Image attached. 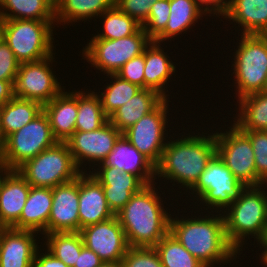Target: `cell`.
<instances>
[{"mask_svg": "<svg viewBox=\"0 0 267 267\" xmlns=\"http://www.w3.org/2000/svg\"><path fill=\"white\" fill-rule=\"evenodd\" d=\"M102 32L95 34L91 39L115 40L135 34L141 27L135 19L123 13L115 4L101 16Z\"/></svg>", "mask_w": 267, "mask_h": 267, "instance_id": "e575fe53", "label": "cell"}, {"mask_svg": "<svg viewBox=\"0 0 267 267\" xmlns=\"http://www.w3.org/2000/svg\"><path fill=\"white\" fill-rule=\"evenodd\" d=\"M54 59L51 55L39 61L20 63L14 82V97L33 100L42 105L56 97L64 86H61L54 74Z\"/></svg>", "mask_w": 267, "mask_h": 267, "instance_id": "4fadbf2b", "label": "cell"}, {"mask_svg": "<svg viewBox=\"0 0 267 267\" xmlns=\"http://www.w3.org/2000/svg\"><path fill=\"white\" fill-rule=\"evenodd\" d=\"M4 141V166L10 170H17L26 161L58 142L44 111L20 130L7 136Z\"/></svg>", "mask_w": 267, "mask_h": 267, "instance_id": "30bf717a", "label": "cell"}, {"mask_svg": "<svg viewBox=\"0 0 267 267\" xmlns=\"http://www.w3.org/2000/svg\"><path fill=\"white\" fill-rule=\"evenodd\" d=\"M41 247L45 246L40 245V247L37 249L32 267H68L64 262L51 254L47 249H45L44 253H41Z\"/></svg>", "mask_w": 267, "mask_h": 267, "instance_id": "ee69618b", "label": "cell"}, {"mask_svg": "<svg viewBox=\"0 0 267 267\" xmlns=\"http://www.w3.org/2000/svg\"><path fill=\"white\" fill-rule=\"evenodd\" d=\"M144 66L145 50L143 54L132 58L126 64H124L116 72V75L132 84L138 85L142 89H145Z\"/></svg>", "mask_w": 267, "mask_h": 267, "instance_id": "ab89813d", "label": "cell"}, {"mask_svg": "<svg viewBox=\"0 0 267 267\" xmlns=\"http://www.w3.org/2000/svg\"><path fill=\"white\" fill-rule=\"evenodd\" d=\"M98 267H123L122 262H102Z\"/></svg>", "mask_w": 267, "mask_h": 267, "instance_id": "f907efd6", "label": "cell"}, {"mask_svg": "<svg viewBox=\"0 0 267 267\" xmlns=\"http://www.w3.org/2000/svg\"><path fill=\"white\" fill-rule=\"evenodd\" d=\"M208 132L197 135L195 131L192 132L194 135L181 133L182 137L179 136L177 139L170 135L172 140L169 139L166 143L161 159L155 166L156 180L157 177L160 181L165 178L164 182L171 180L173 186L178 183V188H186L185 191L188 192L216 155L215 132Z\"/></svg>", "mask_w": 267, "mask_h": 267, "instance_id": "7a4b0ae2", "label": "cell"}, {"mask_svg": "<svg viewBox=\"0 0 267 267\" xmlns=\"http://www.w3.org/2000/svg\"><path fill=\"white\" fill-rule=\"evenodd\" d=\"M20 62L4 40L0 42V80L10 81L13 85Z\"/></svg>", "mask_w": 267, "mask_h": 267, "instance_id": "b9f144b4", "label": "cell"}, {"mask_svg": "<svg viewBox=\"0 0 267 267\" xmlns=\"http://www.w3.org/2000/svg\"><path fill=\"white\" fill-rule=\"evenodd\" d=\"M36 233L0 228V267H32L39 248Z\"/></svg>", "mask_w": 267, "mask_h": 267, "instance_id": "ac0fdd59", "label": "cell"}, {"mask_svg": "<svg viewBox=\"0 0 267 267\" xmlns=\"http://www.w3.org/2000/svg\"><path fill=\"white\" fill-rule=\"evenodd\" d=\"M115 0H54L56 25L99 18L114 5ZM97 16V17H96ZM90 19V20H89ZM62 23V24H61Z\"/></svg>", "mask_w": 267, "mask_h": 267, "instance_id": "83f0119b", "label": "cell"}, {"mask_svg": "<svg viewBox=\"0 0 267 267\" xmlns=\"http://www.w3.org/2000/svg\"><path fill=\"white\" fill-rule=\"evenodd\" d=\"M165 98L152 89H141L127 103L114 111L109 122L121 133L144 115L153 111Z\"/></svg>", "mask_w": 267, "mask_h": 267, "instance_id": "484cf974", "label": "cell"}, {"mask_svg": "<svg viewBox=\"0 0 267 267\" xmlns=\"http://www.w3.org/2000/svg\"><path fill=\"white\" fill-rule=\"evenodd\" d=\"M11 170L7 168L6 166L0 167V188L4 181L5 176L10 172Z\"/></svg>", "mask_w": 267, "mask_h": 267, "instance_id": "681fc988", "label": "cell"}, {"mask_svg": "<svg viewBox=\"0 0 267 267\" xmlns=\"http://www.w3.org/2000/svg\"><path fill=\"white\" fill-rule=\"evenodd\" d=\"M17 171L34 187L53 188L76 179L82 172L74 162L66 142L40 152Z\"/></svg>", "mask_w": 267, "mask_h": 267, "instance_id": "ba28073f", "label": "cell"}, {"mask_svg": "<svg viewBox=\"0 0 267 267\" xmlns=\"http://www.w3.org/2000/svg\"><path fill=\"white\" fill-rule=\"evenodd\" d=\"M0 16L3 19L55 21V3L54 0H0Z\"/></svg>", "mask_w": 267, "mask_h": 267, "instance_id": "4dcf8cb0", "label": "cell"}, {"mask_svg": "<svg viewBox=\"0 0 267 267\" xmlns=\"http://www.w3.org/2000/svg\"><path fill=\"white\" fill-rule=\"evenodd\" d=\"M52 200V188L31 186L20 219L11 228L47 234Z\"/></svg>", "mask_w": 267, "mask_h": 267, "instance_id": "cb8c5ba5", "label": "cell"}, {"mask_svg": "<svg viewBox=\"0 0 267 267\" xmlns=\"http://www.w3.org/2000/svg\"><path fill=\"white\" fill-rule=\"evenodd\" d=\"M30 187L17 170L5 176L0 188V228H11L20 219Z\"/></svg>", "mask_w": 267, "mask_h": 267, "instance_id": "7402d4cb", "label": "cell"}, {"mask_svg": "<svg viewBox=\"0 0 267 267\" xmlns=\"http://www.w3.org/2000/svg\"><path fill=\"white\" fill-rule=\"evenodd\" d=\"M241 131L252 144L257 177L267 184V131Z\"/></svg>", "mask_w": 267, "mask_h": 267, "instance_id": "8d00e7d4", "label": "cell"}, {"mask_svg": "<svg viewBox=\"0 0 267 267\" xmlns=\"http://www.w3.org/2000/svg\"><path fill=\"white\" fill-rule=\"evenodd\" d=\"M84 246L95 252L103 262H121L127 249L125 233L117 216L82 228Z\"/></svg>", "mask_w": 267, "mask_h": 267, "instance_id": "9a60e30c", "label": "cell"}, {"mask_svg": "<svg viewBox=\"0 0 267 267\" xmlns=\"http://www.w3.org/2000/svg\"><path fill=\"white\" fill-rule=\"evenodd\" d=\"M78 91V113L75 131H94L105 125L109 117L102 109L101 100L93 90Z\"/></svg>", "mask_w": 267, "mask_h": 267, "instance_id": "1f68e13d", "label": "cell"}, {"mask_svg": "<svg viewBox=\"0 0 267 267\" xmlns=\"http://www.w3.org/2000/svg\"><path fill=\"white\" fill-rule=\"evenodd\" d=\"M3 22L4 19L0 16V42L3 40Z\"/></svg>", "mask_w": 267, "mask_h": 267, "instance_id": "816d5d0a", "label": "cell"}, {"mask_svg": "<svg viewBox=\"0 0 267 267\" xmlns=\"http://www.w3.org/2000/svg\"><path fill=\"white\" fill-rule=\"evenodd\" d=\"M227 128L215 131L216 154L245 187L263 185L257 177L250 139L235 124Z\"/></svg>", "mask_w": 267, "mask_h": 267, "instance_id": "8fae6325", "label": "cell"}, {"mask_svg": "<svg viewBox=\"0 0 267 267\" xmlns=\"http://www.w3.org/2000/svg\"><path fill=\"white\" fill-rule=\"evenodd\" d=\"M154 248L163 267H205L170 232Z\"/></svg>", "mask_w": 267, "mask_h": 267, "instance_id": "d590c367", "label": "cell"}, {"mask_svg": "<svg viewBox=\"0 0 267 267\" xmlns=\"http://www.w3.org/2000/svg\"><path fill=\"white\" fill-rule=\"evenodd\" d=\"M5 160V141L0 132V167L4 166Z\"/></svg>", "mask_w": 267, "mask_h": 267, "instance_id": "c3c4849f", "label": "cell"}, {"mask_svg": "<svg viewBox=\"0 0 267 267\" xmlns=\"http://www.w3.org/2000/svg\"><path fill=\"white\" fill-rule=\"evenodd\" d=\"M245 186L232 174L216 154L201 173L196 184L188 191L193 202L198 206L202 204L204 213H223L239 196ZM191 191V192H190ZM205 204V205H204ZM215 210V211H214Z\"/></svg>", "mask_w": 267, "mask_h": 267, "instance_id": "52a82bcc", "label": "cell"}, {"mask_svg": "<svg viewBox=\"0 0 267 267\" xmlns=\"http://www.w3.org/2000/svg\"><path fill=\"white\" fill-rule=\"evenodd\" d=\"M110 83L104 84L105 89L102 92H95L101 100L102 109L110 117L115 110L127 103L142 88L120 78L116 74H107ZM100 93V94H99Z\"/></svg>", "mask_w": 267, "mask_h": 267, "instance_id": "836d02e7", "label": "cell"}, {"mask_svg": "<svg viewBox=\"0 0 267 267\" xmlns=\"http://www.w3.org/2000/svg\"><path fill=\"white\" fill-rule=\"evenodd\" d=\"M55 21L4 19L3 40L20 63L34 62L54 55Z\"/></svg>", "mask_w": 267, "mask_h": 267, "instance_id": "8992f818", "label": "cell"}, {"mask_svg": "<svg viewBox=\"0 0 267 267\" xmlns=\"http://www.w3.org/2000/svg\"><path fill=\"white\" fill-rule=\"evenodd\" d=\"M157 183L144 186L116 214L129 247H154L169 232L171 212L164 208Z\"/></svg>", "mask_w": 267, "mask_h": 267, "instance_id": "3957f363", "label": "cell"}, {"mask_svg": "<svg viewBox=\"0 0 267 267\" xmlns=\"http://www.w3.org/2000/svg\"><path fill=\"white\" fill-rule=\"evenodd\" d=\"M54 138L66 142L75 132L78 113V90L67 92L65 88L50 102L43 105Z\"/></svg>", "mask_w": 267, "mask_h": 267, "instance_id": "44dd1931", "label": "cell"}, {"mask_svg": "<svg viewBox=\"0 0 267 267\" xmlns=\"http://www.w3.org/2000/svg\"><path fill=\"white\" fill-rule=\"evenodd\" d=\"M259 249L260 250H262L261 252V255H260V253H259V259L261 260L260 261V263H261V265L263 264V267L265 266V267H267V242H261L260 244H259ZM263 249H264V251H263Z\"/></svg>", "mask_w": 267, "mask_h": 267, "instance_id": "7dc6e473", "label": "cell"}, {"mask_svg": "<svg viewBox=\"0 0 267 267\" xmlns=\"http://www.w3.org/2000/svg\"><path fill=\"white\" fill-rule=\"evenodd\" d=\"M78 213L80 230L115 216L108 207L102 185L87 172H82L79 175Z\"/></svg>", "mask_w": 267, "mask_h": 267, "instance_id": "ffe728a7", "label": "cell"}, {"mask_svg": "<svg viewBox=\"0 0 267 267\" xmlns=\"http://www.w3.org/2000/svg\"><path fill=\"white\" fill-rule=\"evenodd\" d=\"M14 97V85L10 81L0 80V107Z\"/></svg>", "mask_w": 267, "mask_h": 267, "instance_id": "bcb514c9", "label": "cell"}, {"mask_svg": "<svg viewBox=\"0 0 267 267\" xmlns=\"http://www.w3.org/2000/svg\"><path fill=\"white\" fill-rule=\"evenodd\" d=\"M44 245L57 259L68 267H74L77 263L81 249L84 247L80 232H54L42 237Z\"/></svg>", "mask_w": 267, "mask_h": 267, "instance_id": "d6a6232c", "label": "cell"}, {"mask_svg": "<svg viewBox=\"0 0 267 267\" xmlns=\"http://www.w3.org/2000/svg\"><path fill=\"white\" fill-rule=\"evenodd\" d=\"M170 15V0H159L152 4L149 16L142 28L154 40L166 27Z\"/></svg>", "mask_w": 267, "mask_h": 267, "instance_id": "74e56055", "label": "cell"}, {"mask_svg": "<svg viewBox=\"0 0 267 267\" xmlns=\"http://www.w3.org/2000/svg\"><path fill=\"white\" fill-rule=\"evenodd\" d=\"M169 102L171 101L164 99L153 111L144 115L122 133L155 166L159 163L162 152L169 140L166 138L168 136L166 128L169 127Z\"/></svg>", "mask_w": 267, "mask_h": 267, "instance_id": "7c38bea8", "label": "cell"}, {"mask_svg": "<svg viewBox=\"0 0 267 267\" xmlns=\"http://www.w3.org/2000/svg\"><path fill=\"white\" fill-rule=\"evenodd\" d=\"M52 207L47 233L79 232V176L52 188Z\"/></svg>", "mask_w": 267, "mask_h": 267, "instance_id": "2e32d148", "label": "cell"}, {"mask_svg": "<svg viewBox=\"0 0 267 267\" xmlns=\"http://www.w3.org/2000/svg\"><path fill=\"white\" fill-rule=\"evenodd\" d=\"M102 262L95 252L84 246L80 251L74 267H98Z\"/></svg>", "mask_w": 267, "mask_h": 267, "instance_id": "f6af8a7d", "label": "cell"}, {"mask_svg": "<svg viewBox=\"0 0 267 267\" xmlns=\"http://www.w3.org/2000/svg\"><path fill=\"white\" fill-rule=\"evenodd\" d=\"M265 189L267 184L244 187L239 196L222 213L228 242L239 254L247 244V239L250 240L252 237L259 245L267 237V191Z\"/></svg>", "mask_w": 267, "mask_h": 267, "instance_id": "277c9868", "label": "cell"}, {"mask_svg": "<svg viewBox=\"0 0 267 267\" xmlns=\"http://www.w3.org/2000/svg\"><path fill=\"white\" fill-rule=\"evenodd\" d=\"M223 17L241 34L267 35V0H228Z\"/></svg>", "mask_w": 267, "mask_h": 267, "instance_id": "603a6c76", "label": "cell"}, {"mask_svg": "<svg viewBox=\"0 0 267 267\" xmlns=\"http://www.w3.org/2000/svg\"><path fill=\"white\" fill-rule=\"evenodd\" d=\"M195 2L206 15L209 14L208 16L212 17L216 15V17L223 18L228 6V0H195Z\"/></svg>", "mask_w": 267, "mask_h": 267, "instance_id": "7bdbcfd3", "label": "cell"}, {"mask_svg": "<svg viewBox=\"0 0 267 267\" xmlns=\"http://www.w3.org/2000/svg\"><path fill=\"white\" fill-rule=\"evenodd\" d=\"M89 173L102 185L108 207L116 215L132 198L146 186L136 175L119 171L116 167L96 165Z\"/></svg>", "mask_w": 267, "mask_h": 267, "instance_id": "e0dca14e", "label": "cell"}, {"mask_svg": "<svg viewBox=\"0 0 267 267\" xmlns=\"http://www.w3.org/2000/svg\"><path fill=\"white\" fill-rule=\"evenodd\" d=\"M83 47L82 56L89 64L104 74L116 72L132 58L143 54L152 39L141 27L135 34L123 38L90 39Z\"/></svg>", "mask_w": 267, "mask_h": 267, "instance_id": "9c48e42d", "label": "cell"}, {"mask_svg": "<svg viewBox=\"0 0 267 267\" xmlns=\"http://www.w3.org/2000/svg\"><path fill=\"white\" fill-rule=\"evenodd\" d=\"M159 0H115L114 4L125 14L143 25L151 10L152 4Z\"/></svg>", "mask_w": 267, "mask_h": 267, "instance_id": "60d3db41", "label": "cell"}, {"mask_svg": "<svg viewBox=\"0 0 267 267\" xmlns=\"http://www.w3.org/2000/svg\"><path fill=\"white\" fill-rule=\"evenodd\" d=\"M199 209L200 215L196 214L193 216L195 218L183 215L179 218L172 214L169 232L205 267H216L219 263L223 264L222 266L227 263L231 265V261L236 260L240 254L228 242L223 214L208 211V214L203 216L202 205Z\"/></svg>", "mask_w": 267, "mask_h": 267, "instance_id": "6da1fadb", "label": "cell"}, {"mask_svg": "<svg viewBox=\"0 0 267 267\" xmlns=\"http://www.w3.org/2000/svg\"><path fill=\"white\" fill-rule=\"evenodd\" d=\"M119 171L136 175L145 185L156 182L155 165L140 153L122 134L102 163Z\"/></svg>", "mask_w": 267, "mask_h": 267, "instance_id": "d6986e66", "label": "cell"}, {"mask_svg": "<svg viewBox=\"0 0 267 267\" xmlns=\"http://www.w3.org/2000/svg\"><path fill=\"white\" fill-rule=\"evenodd\" d=\"M205 12L197 5L195 0H170V15L165 29L153 40L162 43L174 40L175 36L186 33L195 22L201 20Z\"/></svg>", "mask_w": 267, "mask_h": 267, "instance_id": "4316f807", "label": "cell"}, {"mask_svg": "<svg viewBox=\"0 0 267 267\" xmlns=\"http://www.w3.org/2000/svg\"><path fill=\"white\" fill-rule=\"evenodd\" d=\"M237 103L233 124L240 130L267 131V91L243 96Z\"/></svg>", "mask_w": 267, "mask_h": 267, "instance_id": "f546056e", "label": "cell"}, {"mask_svg": "<svg viewBox=\"0 0 267 267\" xmlns=\"http://www.w3.org/2000/svg\"><path fill=\"white\" fill-rule=\"evenodd\" d=\"M231 61L236 98L265 91L267 83V35L242 34Z\"/></svg>", "mask_w": 267, "mask_h": 267, "instance_id": "5b68a950", "label": "cell"}, {"mask_svg": "<svg viewBox=\"0 0 267 267\" xmlns=\"http://www.w3.org/2000/svg\"><path fill=\"white\" fill-rule=\"evenodd\" d=\"M121 262L123 267H163L154 247H129Z\"/></svg>", "mask_w": 267, "mask_h": 267, "instance_id": "f35d334b", "label": "cell"}, {"mask_svg": "<svg viewBox=\"0 0 267 267\" xmlns=\"http://www.w3.org/2000/svg\"><path fill=\"white\" fill-rule=\"evenodd\" d=\"M121 135L122 133L108 121L94 131H75L66 143L79 170L87 172L83 169L86 168L87 162L93 168L102 163ZM83 164L85 166H82Z\"/></svg>", "mask_w": 267, "mask_h": 267, "instance_id": "5bb4252c", "label": "cell"}, {"mask_svg": "<svg viewBox=\"0 0 267 267\" xmlns=\"http://www.w3.org/2000/svg\"><path fill=\"white\" fill-rule=\"evenodd\" d=\"M43 112V105L33 100L13 97L0 107V132L5 139Z\"/></svg>", "mask_w": 267, "mask_h": 267, "instance_id": "f1b7e54d", "label": "cell"}, {"mask_svg": "<svg viewBox=\"0 0 267 267\" xmlns=\"http://www.w3.org/2000/svg\"><path fill=\"white\" fill-rule=\"evenodd\" d=\"M161 45V43L152 40L145 48V89H152L165 99H170L168 97L170 92L166 88L168 86L165 85L170 82L169 80L175 74L177 66L170 59L169 54H166L168 52H164L165 49Z\"/></svg>", "mask_w": 267, "mask_h": 267, "instance_id": "d4e9b609", "label": "cell"}]
</instances>
